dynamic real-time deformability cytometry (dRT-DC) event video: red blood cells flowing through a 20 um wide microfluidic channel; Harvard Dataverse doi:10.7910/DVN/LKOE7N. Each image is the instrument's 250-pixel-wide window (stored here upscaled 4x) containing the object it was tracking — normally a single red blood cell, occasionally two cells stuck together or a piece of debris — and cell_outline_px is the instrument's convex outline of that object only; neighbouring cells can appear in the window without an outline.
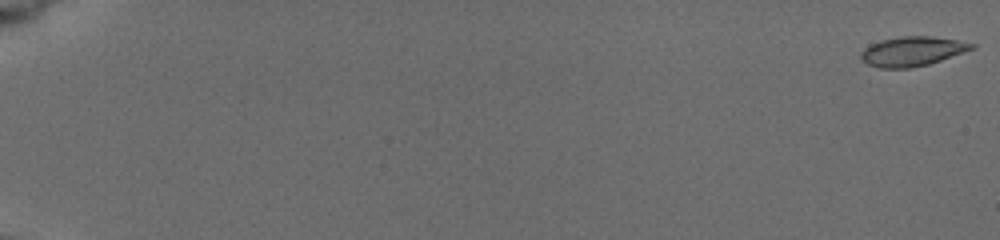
{"species": "common noctule bat (a hibernating species)", "species_latin": "Nyctalus noctula", "temperature_condition": "cold", "stored_images_in_passage": 45, "camera_frame_rate_fps": 3000, "um_per_image_px": 0.085, "animal": {"sex": "female", "body_mass_g": 19.5, "forearm_length_mm": 54.1}, "frame": {"image": 1, "passage_image": 1, "time_ms": 0.0, "image_size_px": [1000, 240], "cell_outline_px": [[976, 48], [928, 64], [908, 68], [880, 68], [868, 64], [860, 60], [860, 52], [864, 48], [880, 40], [900, 36], [932, 36], [956, 40], [976, 44]], "centroid_in_image_um": [77.51, 4.36], "position_along_channel_um": 7.5, "area_um2": 19.02}}
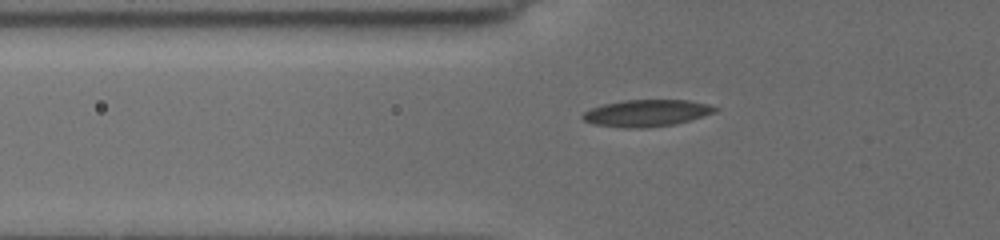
{"frame": {"image": 2, "passage_image": 37, "time_ms": 7.0, "image_size_px": [1000, 240], "cell_outline_px": [[720, 108], [716, 112], [676, 124], [644, 128], [624, 128], [592, 124], [584, 120], [580, 116], [584, 112], [592, 108], [604, 104], [624, 100], [688, 100], [708, 104]], "centroid_in_image_um": [54.96, 9.62], "position_along_channel_um": 70.8, "area_um2": 20.75}}
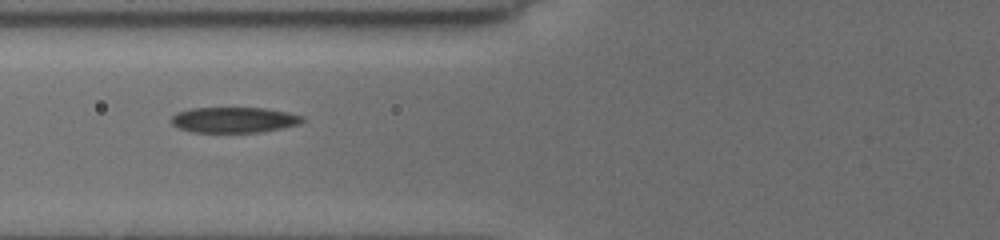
{"frame": {"image": 3, "passage_image": 44, "time_ms": 8.0, "image_size_px": [1000, 240], "cell_outline_px": [[308, 120], [300, 124], [260, 132], [192, 132], [180, 128], [172, 124], [168, 120], [176, 112], [192, 108], [264, 108], [288, 112], [304, 116]], "centroid_in_image_um": [19.91, 10.18], "position_along_channel_um": 105.9, "area_um2": 19.71}}